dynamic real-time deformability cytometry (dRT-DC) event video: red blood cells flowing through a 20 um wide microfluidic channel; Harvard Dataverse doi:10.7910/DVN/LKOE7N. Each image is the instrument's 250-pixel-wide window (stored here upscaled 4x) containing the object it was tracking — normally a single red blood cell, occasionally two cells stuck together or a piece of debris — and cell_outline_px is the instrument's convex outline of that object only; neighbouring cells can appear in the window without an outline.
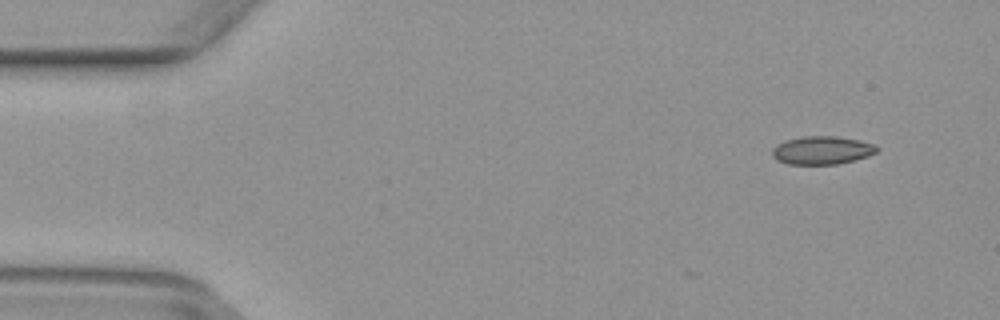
{"species": "common noctule bat (a hibernating species)", "species_latin": "Nyctalus noctula", "temperature_condition": "warm", "stored_images_in_passage": 3, "camera_frame_rate_fps": 3000, "um_per_image_px": 0.085, "animal": {"sex": "female", "body_mass_g": 29.2, "forearm_length_mm": 56.3}, "frame": {"image": 1, "passage_image": 3, "time_ms": 0.667, "image_size_px": [1000, 320], "cell_outline_px": [[880, 148], [876, 152], [868, 156], [836, 164], [788, 164], [776, 160], [772, 156], [772, 148], [784, 140], [804, 136], [836, 136], [860, 140], [876, 144]], "centroid_in_image_um": [69.87, 12.76], "position_along_channel_um": 15.1, "area_um2": 17.28}}